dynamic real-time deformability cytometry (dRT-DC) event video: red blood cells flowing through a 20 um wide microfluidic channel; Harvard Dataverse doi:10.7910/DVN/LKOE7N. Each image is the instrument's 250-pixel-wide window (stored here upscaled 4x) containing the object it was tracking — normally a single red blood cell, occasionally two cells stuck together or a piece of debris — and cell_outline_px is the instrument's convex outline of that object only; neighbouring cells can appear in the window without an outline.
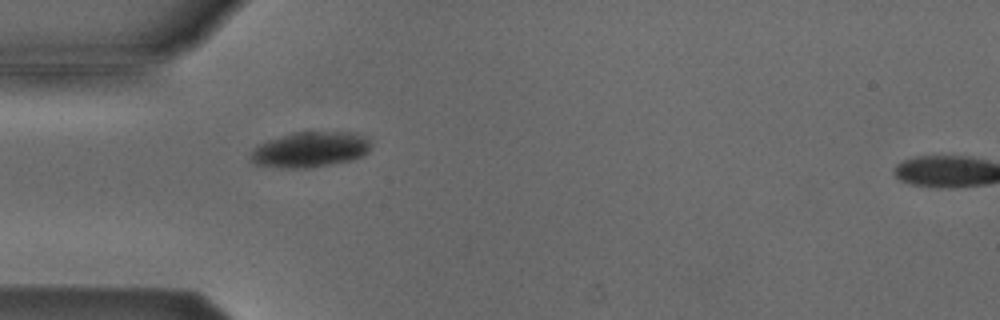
{"species": "Egyptian fruit bat (a non-hibernating species)", "species_latin": "Rousettus aegyptiacus", "temperature_condition": "cold", "stored_images_in_passage": 2, "camera_frame_rate_fps": 3000, "um_per_image_px": 0.085, "animal": {"sex": "male"}, "frame": {"image": 1, "passage_image": 1, "time_ms": 0.0, "image_size_px": [1000, 320], "cell_outline_px": [[368, 152], [352, 160], [308, 168], [280, 168], [256, 164], [248, 160], [256, 144], [268, 140], [296, 132], [356, 132], [364, 136], [368, 140]], "centroid_in_image_um": [26.31, 12.72], "position_along_channel_um": 58.7, "area_um2": 24.74}}